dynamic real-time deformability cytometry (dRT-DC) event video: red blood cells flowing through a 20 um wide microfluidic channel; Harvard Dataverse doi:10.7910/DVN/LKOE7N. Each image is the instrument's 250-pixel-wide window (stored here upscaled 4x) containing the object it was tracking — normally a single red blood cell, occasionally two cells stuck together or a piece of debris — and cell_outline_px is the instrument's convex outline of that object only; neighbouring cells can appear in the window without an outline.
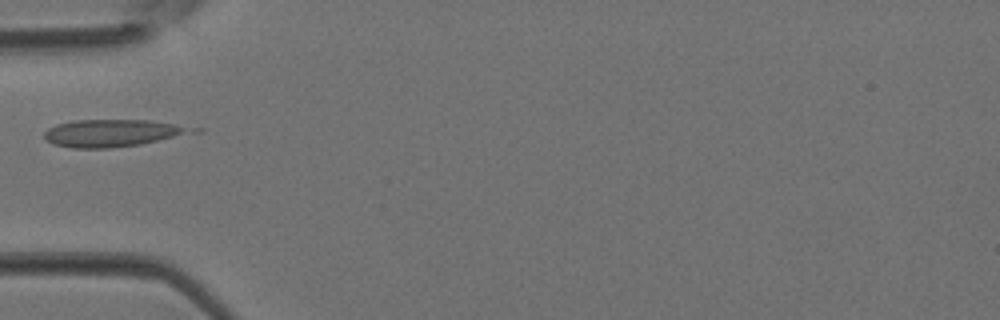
{"species": "Egyptian fruit bat (a non-hibernating species)", "species_latin": "Rousettus aegyptiacus", "temperature_condition": "room temperature", "stored_images_in_passage": 3, "camera_frame_rate_fps": 3000, "um_per_image_px": 0.085, "animal": {"sex": "female"}, "frame": {"image": 1, "passage_image": 3, "time_ms": 0.667, "image_size_px": [1000, 320], "cell_outline_px": [[184, 128], [180, 132], [172, 136], [140, 144], [112, 148], [72, 148], [52, 144], [44, 136], [44, 132], [48, 128], [56, 124], [76, 120], [148, 120], [172, 124]], "centroid_in_image_um": [9.22, 11.32], "position_along_channel_um": 75.8, "area_um2": 22.2}}